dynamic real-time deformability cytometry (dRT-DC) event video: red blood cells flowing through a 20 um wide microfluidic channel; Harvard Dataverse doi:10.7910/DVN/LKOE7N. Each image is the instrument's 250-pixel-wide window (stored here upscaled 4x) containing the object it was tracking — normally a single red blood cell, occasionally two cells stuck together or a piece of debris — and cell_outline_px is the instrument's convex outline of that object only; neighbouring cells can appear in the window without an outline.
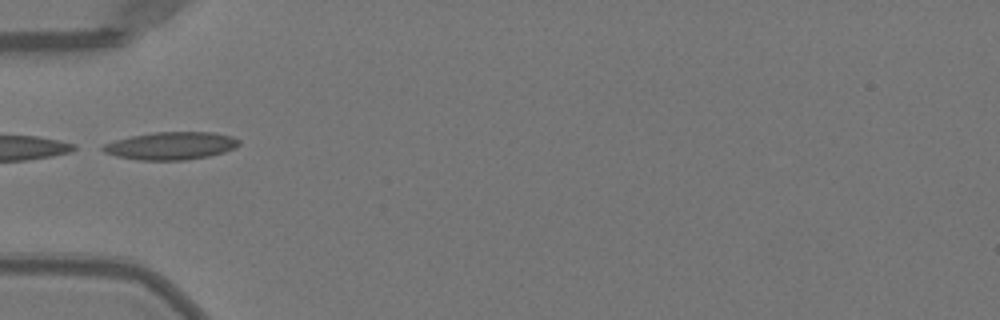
{"species": "Egyptian fruit bat (a non-hibernating species)", "species_latin": "Rousettus aegyptiacus", "temperature_condition": "warm", "stored_images_in_passage": 33, "camera_frame_rate_fps": 3000, "um_per_image_px": 0.085, "animal": {"sex": "female"}, "frame": {"image": 1, "passage_image": 1, "time_ms": 0.0, "image_size_px": [1000, 320], "cell_outline_px": [[240, 144], [236, 148], [224, 152], [208, 156], [184, 160], [140, 160], [116, 156], [104, 152], [100, 148], [104, 144], [116, 140], [132, 136], [156, 132], [212, 132], [232, 136], [240, 140]], "centroid_in_image_um": [14.56, 12.39], "position_along_channel_um": 70.4, "area_um2": 21.91}}
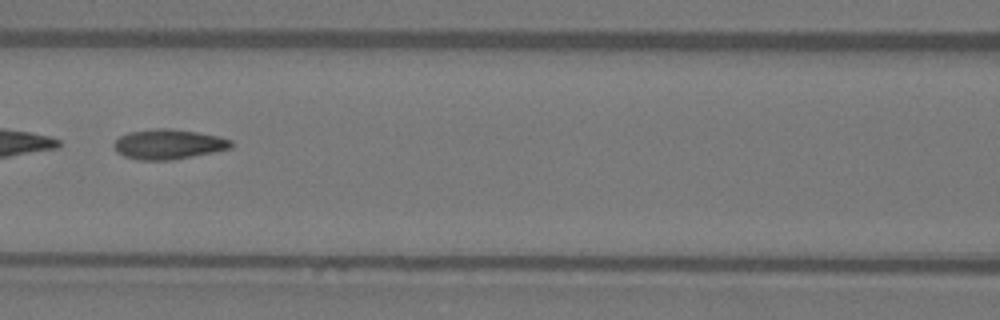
{"frame": {"image": 2, "passage_image": 7, "time_ms": 2.0, "image_size_px": [1000, 320], "cell_outline_px": [[232, 148], [172, 160], [136, 160], [124, 156], [116, 152], [112, 148], [112, 144], [120, 136], [128, 132], [160, 128], [168, 128], [196, 132], [220, 136], [232, 140]], "centroid_in_image_um": [14.28, 12.26], "position_along_channel_um": 152.3, "area_um2": 20.52}}
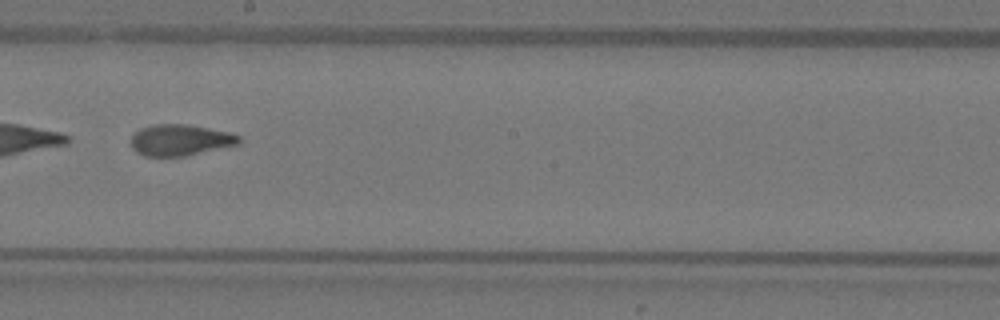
{"frame": {"image": 3, "passage_image": 13, "time_ms": 4.0, "image_size_px": [1000, 320], "cell_outline_px": [[240, 144], [184, 156], [144, 156], [136, 152], [132, 148], [132, 136], [140, 128], [152, 124], [188, 124], [232, 132], [240, 136]], "centroid_in_image_um": [15.34, 11.89], "position_along_channel_um": 232.9, "area_um2": 19.77}, "authors_computed_cell_mechanics": {"area_um2": 19.9988, "velocity_mm_per_s": 4.0485, "shape_relaxation_time_tau1_ms": 4.8272, "shape_relaxation_time_tau2_ms": 1.409, "deformation_change_tau1": 0.1996, "deformation_change_tau2": 0.0873}}